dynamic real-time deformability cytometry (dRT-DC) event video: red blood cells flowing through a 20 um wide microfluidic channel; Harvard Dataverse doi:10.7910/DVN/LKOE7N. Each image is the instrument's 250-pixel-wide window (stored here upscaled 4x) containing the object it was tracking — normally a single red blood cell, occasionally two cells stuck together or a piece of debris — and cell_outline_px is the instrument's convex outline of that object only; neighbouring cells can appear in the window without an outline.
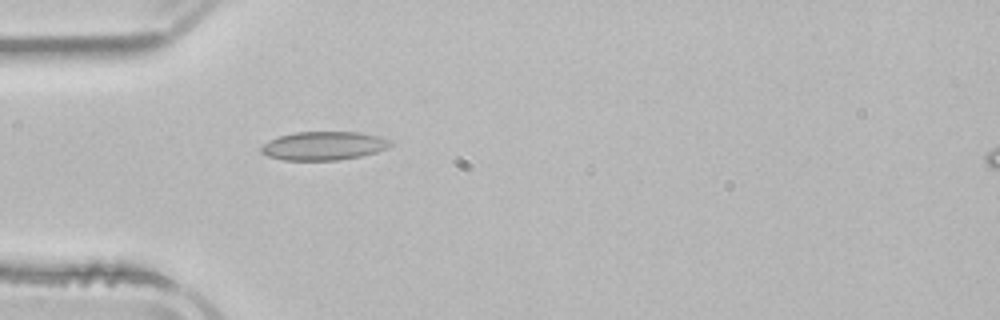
{"species": "common noctule bat (a hibernating species)", "species_latin": "Nyctalus noctula", "temperature_condition": "room temperature", "stored_images_in_passage": 5, "segment_of_instrument_passage": [1, 2], "camera_frame_rate_fps": 3000, "um_per_image_px": 0.085, "animal": {"sex": "male", "body_mass_g": 21.5, "forearm_length_mm": 52.0}, "frame": {"image": 1, "passage_image": 4, "time_ms": 4.333, "image_size_px": [1000, 320], "cell_outline_px": [[392, 144], [388, 148], [376, 152], [360, 156], [336, 160], [284, 160], [268, 156], [260, 152], [260, 148], [268, 140], [280, 136], [296, 132], [360, 132], [380, 136], [392, 140]], "centroid_in_image_um": [27.53, 12.39], "position_along_channel_um": 57.5, "area_um2": 21.56}}